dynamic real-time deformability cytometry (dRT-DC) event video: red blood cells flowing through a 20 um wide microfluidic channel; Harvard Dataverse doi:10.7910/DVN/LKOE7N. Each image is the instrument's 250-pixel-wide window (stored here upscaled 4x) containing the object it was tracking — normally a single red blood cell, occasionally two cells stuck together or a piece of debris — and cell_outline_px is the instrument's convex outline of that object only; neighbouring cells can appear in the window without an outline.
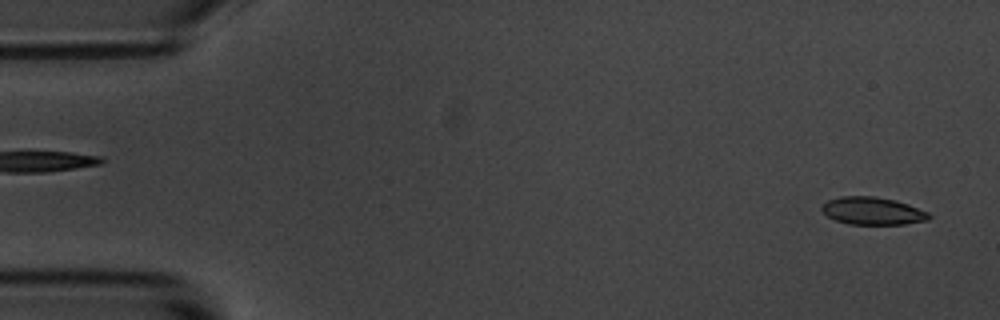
{"species": "common noctule bat (a hibernating species)", "species_latin": "Nyctalus noctula", "temperature_condition": "room temperature", "stored_images_in_passage": 55, "camera_frame_rate_fps": 3000, "um_per_image_px": 0.085, "animal": {"sex": "male", "body_mass_g": 20.1, "forearm_length_mm": 53.5}, "frame": {"image": 1, "passage_image": 2, "time_ms": 0.333, "image_size_px": [1000, 320], "cell_outline_px": [[932, 216], [928, 220], [904, 224], [848, 224], [836, 220], [828, 216], [820, 208], [828, 200], [840, 196], [876, 196], [896, 200], [908, 204], [928, 212]], "centroid_in_image_um": [74.19, 17.92], "position_along_channel_um": 10.8, "area_um2": 17.22}}
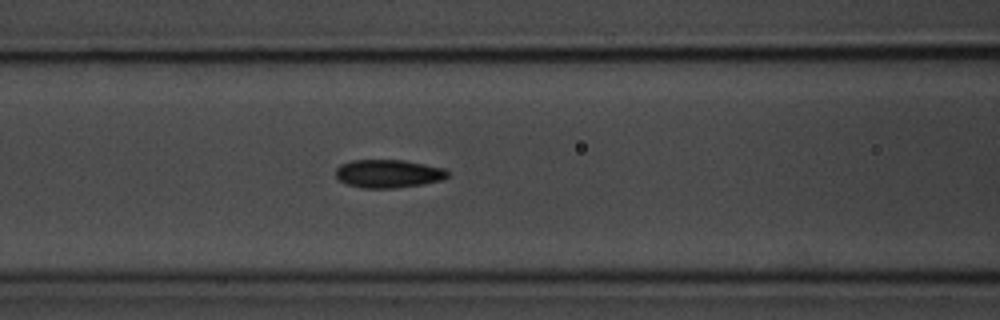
{"frame": {"image": 2, "passage_image": 22, "time_ms": 7.0, "image_size_px": [1000, 320], "cell_outline_px": [[448, 176], [444, 180], [424, 184], [396, 188], [360, 188], [348, 184], [340, 180], [336, 176], [336, 168], [340, 164], [352, 160], [404, 160], [444, 168], [448, 172]], "centroid_in_image_um": [33.02, 14.76], "position_along_channel_um": 133.6, "area_um2": 18.5}}
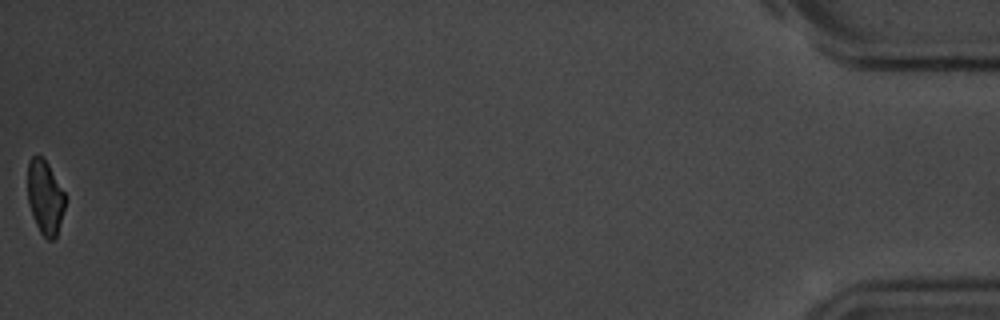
{"frame": {"image": 3, "passage_image": 55, "time_ms": 18.0, "image_size_px": [1000, 320], "cell_outline_px": [[64, 208], [56, 236], [52, 240], [48, 240], [40, 232], [36, 224], [28, 204], [28, 160], [32, 156], [40, 156], [48, 164], [64, 192]], "centroid_in_image_um": [3.81, 16.76], "position_along_channel_um": 431.4, "area_um2": 15.84}, "authors_computed_cell_mechanics": {"area_um2": 18.207, "velocity_mm_per_s": 3.611, "shape_relaxation_time_tau1_ms": 2.9536, "shape_relaxation_time_tau2_ms": 2.9045, "deformation_change_tau1": 0.113, "deformation_change_tau2": 0.0904}}